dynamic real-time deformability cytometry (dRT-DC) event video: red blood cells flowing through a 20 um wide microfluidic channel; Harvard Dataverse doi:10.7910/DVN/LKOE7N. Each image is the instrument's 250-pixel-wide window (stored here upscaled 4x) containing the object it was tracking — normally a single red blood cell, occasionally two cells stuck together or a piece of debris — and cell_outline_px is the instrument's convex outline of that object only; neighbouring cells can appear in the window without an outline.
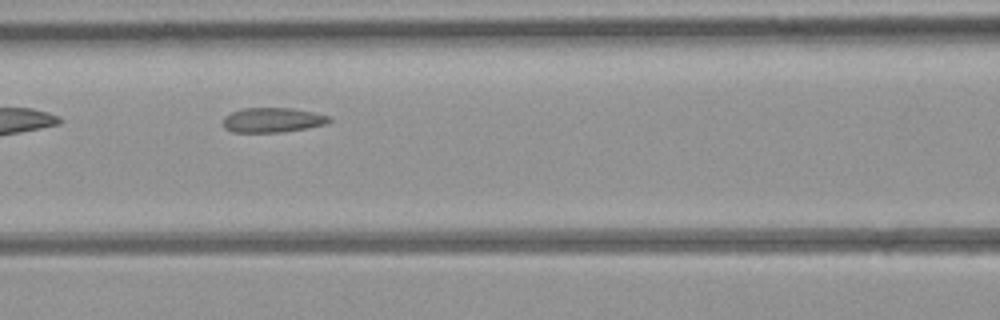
{"species": "common noctule bat (a hibernating species)", "species_latin": "Nyctalus noctula", "temperature_condition": "room temperature", "stored_images_in_passage": 7, "camera_frame_rate_fps": 3000, "um_per_image_px": 0.085, "animal": {"sex": "female", "body_mass_g": 21.9}, "frame": {"image": 1, "passage_image": 5, "time_ms": 5.333, "image_size_px": [1000, 320], "cell_outline_px": [[332, 120], [328, 124], [308, 128], [280, 132], [232, 132], [224, 128], [224, 116], [240, 108], [292, 108], [316, 112], [332, 116]], "centroid_in_image_um": [23.23, 10.19], "position_along_channel_um": 143.4, "area_um2": 15.55}}
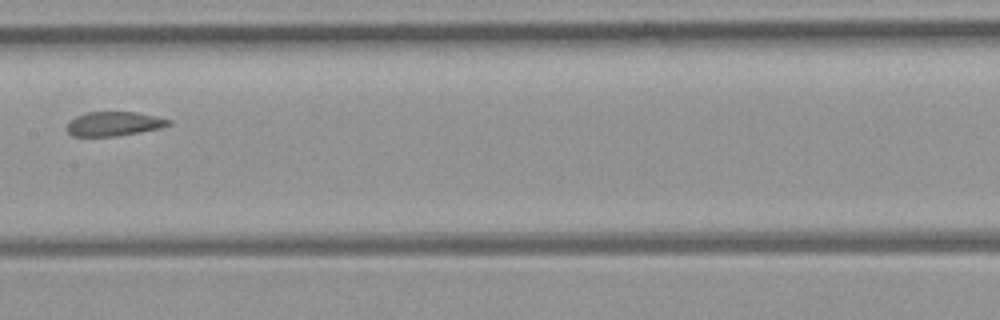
{"frame": {"image": 2, "passage_image": 6, "time_ms": 6.667, "image_size_px": [1000, 320], "cell_outline_px": [[172, 124], [160, 128], [116, 136], [72, 136], [68, 132], [68, 120], [76, 116], [88, 112], [136, 112], [172, 120]], "centroid_in_image_um": [9.68, 10.52], "position_along_channel_um": 197.7, "area_um2": 14.28}}
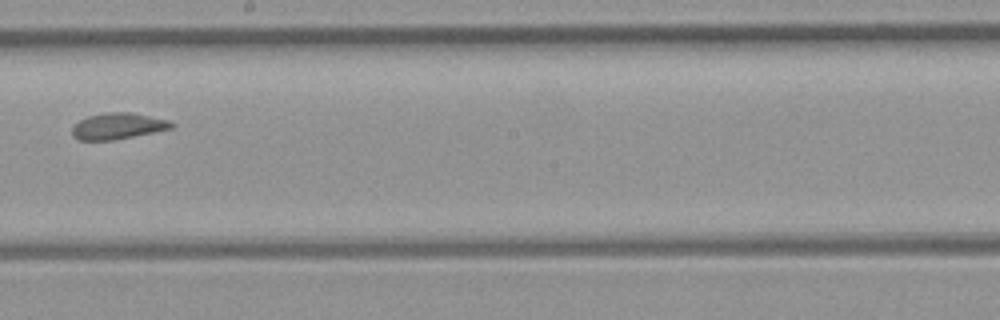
{"frame": {"image": 3, "passage_image": 7, "time_ms": 7.667, "image_size_px": [1000, 320], "cell_outline_px": [[176, 124], [172, 128], [112, 140], [80, 140], [72, 136], [72, 128], [80, 120], [88, 116], [104, 112], [132, 112], [168, 120]], "centroid_in_image_um": [10.01, 10.7], "position_along_channel_um": 238.2, "area_um2": 15.03}}